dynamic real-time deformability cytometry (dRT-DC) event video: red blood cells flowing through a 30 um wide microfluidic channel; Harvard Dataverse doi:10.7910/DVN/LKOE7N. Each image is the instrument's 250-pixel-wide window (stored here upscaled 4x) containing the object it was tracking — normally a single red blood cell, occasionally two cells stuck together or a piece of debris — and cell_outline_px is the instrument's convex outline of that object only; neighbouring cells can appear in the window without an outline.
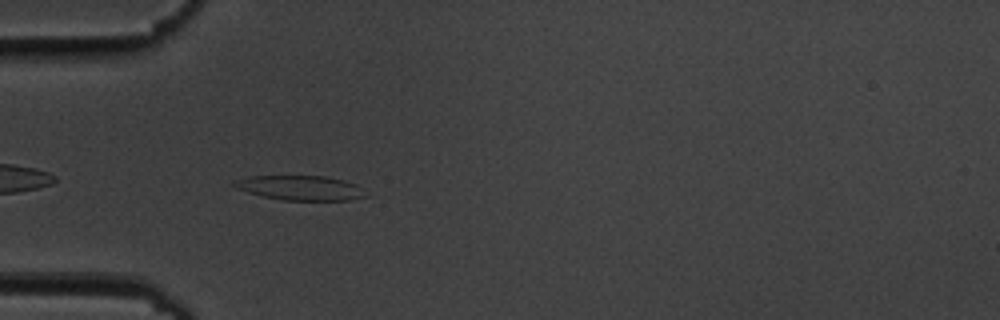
{"species": "common noctule bat (a hibernating species)", "species_latin": "Nyctalus noctula", "temperature_condition": "cold", "stored_images_in_passage": 41, "camera_frame_rate_fps": 3000, "um_per_image_px": 0.085, "animal": {"sex": "male", "body_mass_g": 19.5, "forearm_length_mm": 54.6}, "frame": {"image": 1, "passage_image": 3, "time_ms": 0.667, "image_size_px": [1000, 320], "cell_outline_px": [[368, 196], [348, 200], [280, 200], [248, 192], [236, 188], [232, 184], [236, 180], [252, 176], [324, 176], [344, 180], [356, 184]], "centroid_in_image_um": [25.54, 15.97], "position_along_channel_um": 59.5, "area_um2": 18.67}}
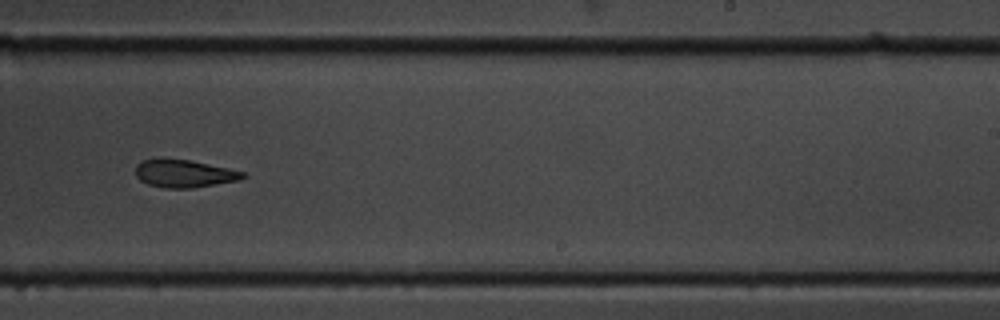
{"frame": {"image": 2, "passage_image": 21, "time_ms": 6.667, "image_size_px": [1000, 320], "cell_outline_px": [[248, 176], [240, 180], [192, 188], [164, 188], [148, 184], [140, 180], [136, 176], [136, 164], [140, 160], [160, 156], [192, 160], [228, 168], [244, 172]], "centroid_in_image_um": [15.61, 14.71], "position_along_channel_um": 273.4, "area_um2": 17.92}}
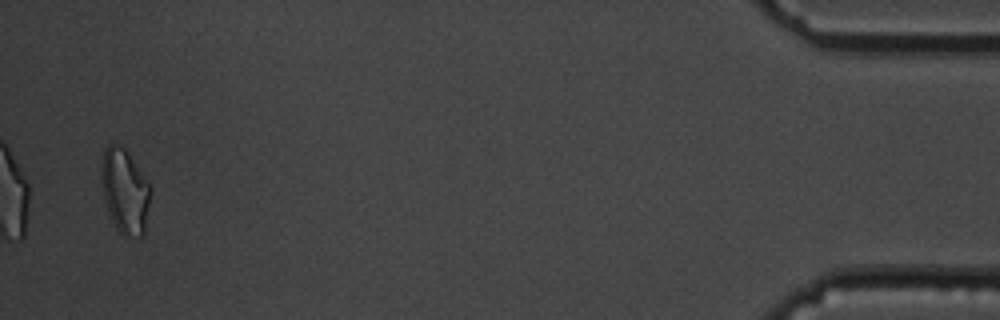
{"frame": {"image": 3, "passage_image": 40, "time_ms": 13.0, "image_size_px": [1000, 320], "cell_outline_px": [[152, 188], [144, 232], [140, 236], [124, 236], [120, 232], [112, 220], [104, 196], [100, 176], [100, 168], [104, 148], [108, 144], [120, 144], [128, 152], [148, 180]], "centroid_in_image_um": [10.62, 16.19], "position_along_channel_um": 424.6, "area_um2": 24.28}, "authors_computed_cell_mechanics": {"area_um2": 18.6694, "velocity_mm_per_s": 3.6471, "shape_relaxation_time_tau1_ms": null, "shape_relaxation_time_tau2_ms": 6.3512, "deformation_change_tau1": null, "deformation_change_tau2": 0.1566}}